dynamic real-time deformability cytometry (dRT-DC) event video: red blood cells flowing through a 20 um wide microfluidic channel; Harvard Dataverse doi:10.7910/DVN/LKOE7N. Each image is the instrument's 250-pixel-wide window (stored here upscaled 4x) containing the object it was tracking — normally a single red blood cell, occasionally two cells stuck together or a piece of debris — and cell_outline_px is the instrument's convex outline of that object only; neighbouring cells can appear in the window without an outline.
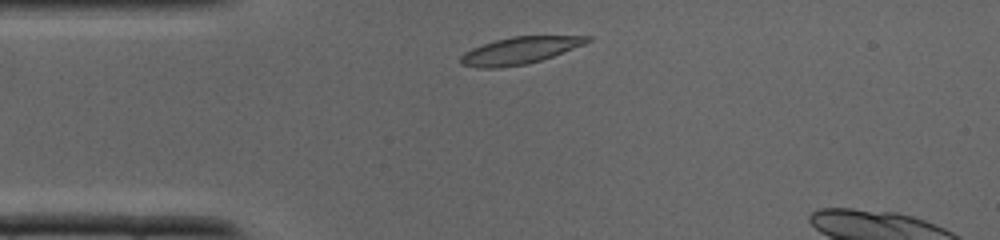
{"species": "common noctule bat (a hibernating species)", "species_latin": "Nyctalus noctula", "temperature_condition": "cold", "stored_images_in_passage": 25, "camera_frame_rate_fps": 3000, "um_per_image_px": 0.085, "animal": {"sex": "male", "body_mass_g": 19.0, "forearm_length_mm": 50.8}, "frame": {"image": 1, "passage_image": 1, "time_ms": 0.0, "image_size_px": [1000, 240], "cell_outline_px": [[592, 40], [584, 44], [552, 56], [528, 64], [496, 68], [476, 68], [460, 64], [460, 56], [464, 52], [472, 48], [496, 40], [512, 36], [592, 36]], "centroid_in_image_um": [44.14, 4.3], "position_along_channel_um": 40.9, "area_um2": 19.83}}
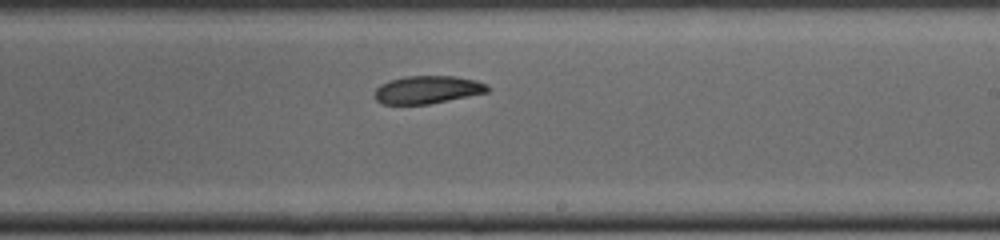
{"frame": {"image": 2, "passage_image": 14, "time_ms": 4.333, "image_size_px": [1000, 240], "cell_outline_px": [[492, 88], [488, 92], [428, 104], [380, 104], [376, 100], [376, 88], [380, 84], [404, 76], [456, 76], [476, 80], [488, 84]], "centroid_in_image_um": [36.37, 7.62], "position_along_channel_um": 252.6, "area_um2": 18.32}}
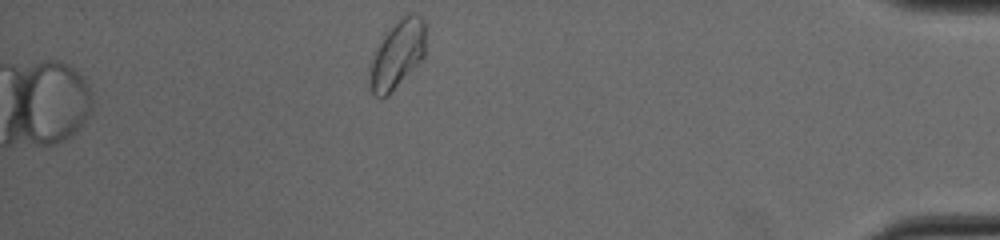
{"frame": {"image": 3, "passage_image": 25, "time_ms": 8.0, "image_size_px": [1000, 240], "cell_outline_px": [[424, 60], [380, 100], [372, 92], [368, 84], [368, 68], [376, 48], [384, 36], [400, 16], [408, 12], [412, 12], [420, 16], [424, 20]], "centroid_in_image_um": [33.75, 4.62], "position_along_channel_um": 401.4, "area_um2": 22.25}}